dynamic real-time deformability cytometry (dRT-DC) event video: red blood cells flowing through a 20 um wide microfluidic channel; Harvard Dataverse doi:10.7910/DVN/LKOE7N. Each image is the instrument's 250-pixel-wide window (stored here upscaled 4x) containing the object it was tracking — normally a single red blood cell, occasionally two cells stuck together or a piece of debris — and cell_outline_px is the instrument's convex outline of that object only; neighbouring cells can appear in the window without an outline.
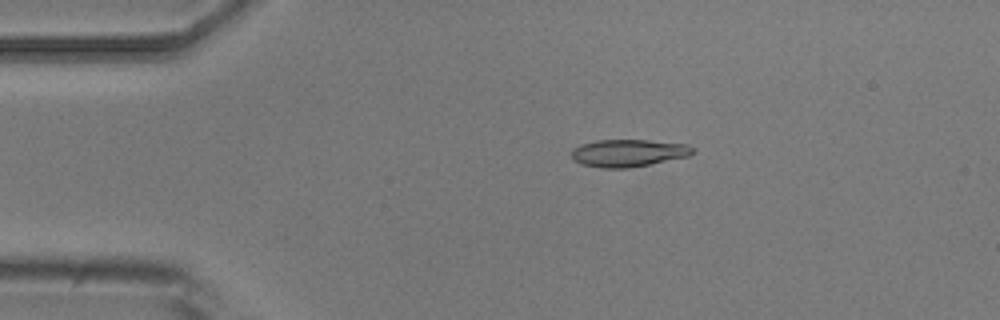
{"species": "common noctule bat (a hibernating species)", "species_latin": "Nyctalus noctula", "temperature_condition": "room temperature", "stored_images_in_passage": 8, "camera_frame_rate_fps": 3000, "um_per_image_px": 0.085, "animal": {"sex": "male", "body_mass_g": 20.5, "forearm_length_mm": 52.5}, "frame": {"image": 1, "passage_image": 3, "time_ms": 2.667, "image_size_px": [1000, 320], "cell_outline_px": [[696, 152], [688, 156], [628, 168], [600, 168], [580, 164], [572, 160], [572, 148], [580, 144], [596, 140], [648, 140], [688, 144]], "centroid_in_image_um": [53.36, 13.0], "position_along_channel_um": 31.6, "area_um2": 19.42}}
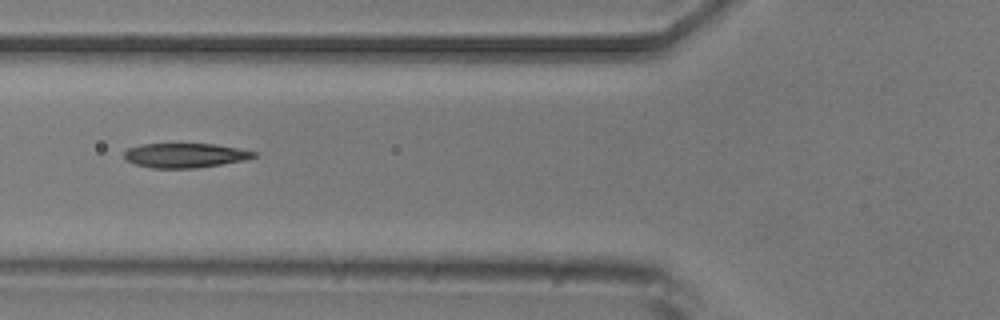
{"frame": {"image": 2, "passage_image": 6, "time_ms": 6.0, "image_size_px": [1000, 320], "cell_outline_px": [[256, 156], [244, 160], [196, 168], [152, 168], [136, 164], [128, 160], [124, 156], [124, 152], [128, 148], [140, 144], [212, 144], [236, 148], [256, 152]], "centroid_in_image_um": [15.7, 13.21], "position_along_channel_um": 110.1, "area_um2": 18.21}}
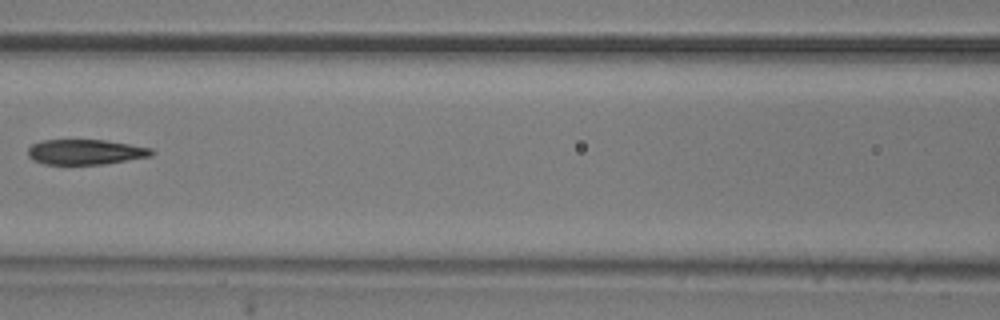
{"frame": {"image": 3, "passage_image": 7, "time_ms": 7.333, "image_size_px": [1000, 320], "cell_outline_px": [[156, 152], [152, 156], [104, 164], [44, 164], [32, 160], [28, 156], [28, 148], [32, 144], [40, 140], [104, 140], [152, 148]], "centroid_in_image_um": [7.26, 12.92], "position_along_channel_um": 159.3, "area_um2": 18.21}}